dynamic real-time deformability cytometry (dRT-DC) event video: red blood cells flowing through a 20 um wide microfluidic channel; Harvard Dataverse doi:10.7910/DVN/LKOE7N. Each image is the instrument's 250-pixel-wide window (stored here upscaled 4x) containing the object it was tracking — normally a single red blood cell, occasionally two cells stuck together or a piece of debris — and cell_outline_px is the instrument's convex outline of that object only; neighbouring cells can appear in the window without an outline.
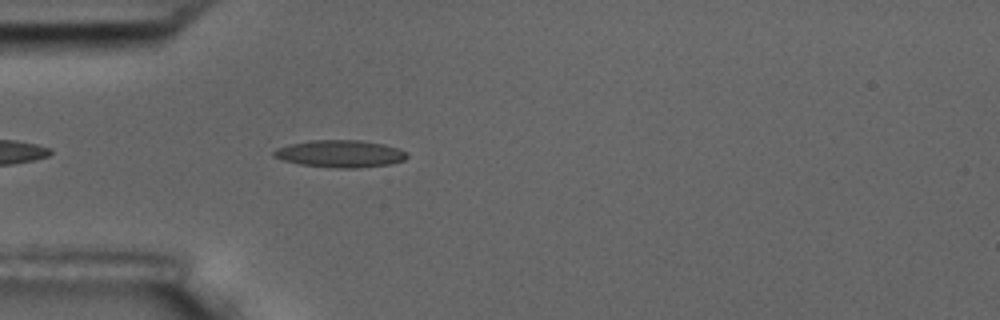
{"species": "common noctule bat (a hibernating species)", "species_latin": "Nyctalus noctula", "temperature_condition": "room temperature", "stored_images_in_passage": 40, "camera_frame_rate_fps": 3000, "um_per_image_px": 0.085, "animal": {"sex": "male", "body_mass_g": 17.5, "forearm_length_mm": 52.3}, "frame": {"image": 1, "passage_image": 4, "time_ms": 1.0, "image_size_px": [1000, 320], "cell_outline_px": [[408, 156], [404, 160], [388, 164], [356, 168], [336, 168], [300, 164], [284, 160], [272, 156], [272, 152], [276, 148], [288, 144], [312, 140], [360, 140], [384, 144], [400, 148]], "centroid_in_image_um": [28.89, 13.06], "position_along_channel_um": 56.1, "area_um2": 21.1}}
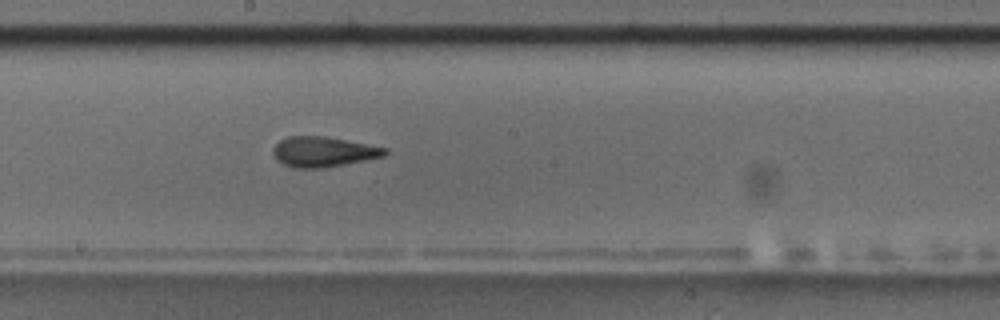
{"frame": {"image": 2, "passage_image": 18, "time_ms": 5.667, "image_size_px": [1000, 320], "cell_outline_px": [[388, 152], [384, 156], [324, 168], [292, 168], [276, 160], [272, 152], [272, 148], [280, 140], [288, 136], [324, 136], [388, 148]], "centroid_in_image_um": [27.44, 12.9], "position_along_channel_um": 220.8, "area_um2": 19.65}}
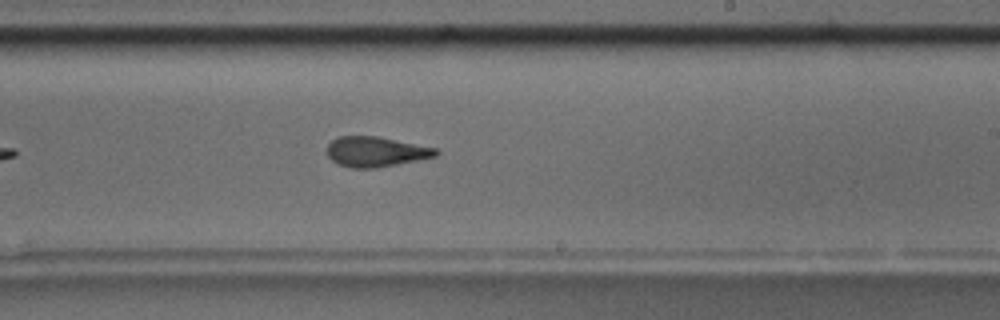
{"frame": {"image": 3, "passage_image": 21, "time_ms": 6.667, "image_size_px": [1000, 320], "cell_outline_px": [[440, 152], [436, 156], [376, 168], [352, 168], [340, 164], [332, 160], [328, 156], [328, 144], [336, 136], [376, 136], [436, 148]], "centroid_in_image_um": [31.92, 12.89], "position_along_channel_um": 257.1, "area_um2": 18.84}, "authors_computed_cell_mechanics": {"area_um2": 19.2185, "velocity_mm_per_s": 3.6439, "shape_relaxation_time_tau1_ms": 5.209, "shape_relaxation_time_tau2_ms": 2.5071, "deformation_change_tau1": 0.1695, "deformation_change_tau2": 0.1246}}